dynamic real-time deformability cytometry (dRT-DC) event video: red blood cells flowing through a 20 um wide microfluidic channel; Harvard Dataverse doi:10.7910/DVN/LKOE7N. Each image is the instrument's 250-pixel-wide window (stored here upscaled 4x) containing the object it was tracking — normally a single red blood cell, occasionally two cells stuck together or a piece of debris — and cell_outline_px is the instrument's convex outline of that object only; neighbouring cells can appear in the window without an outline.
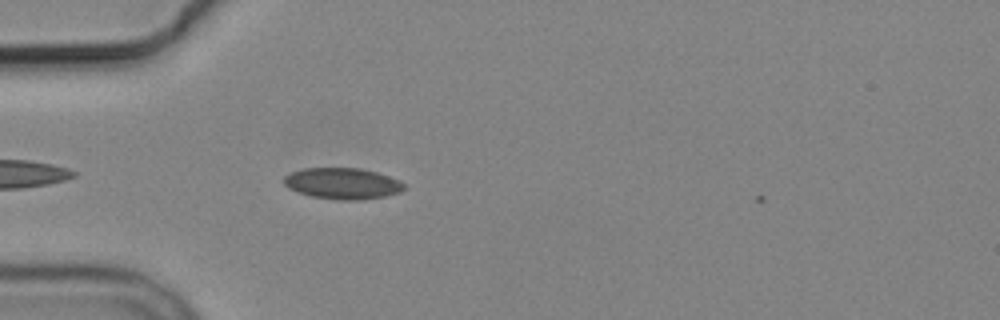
{"species": "common noctule bat (a hibernating species)", "species_latin": "Nyctalus noctula", "temperature_condition": "cold", "stored_images_in_passage": 1, "camera_frame_rate_fps": 3000, "um_per_image_px": 0.085, "animal": {"sex": "male", "body_mass_g": 19.2, "forearm_length_mm": 51.8}, "frame": {"image": 1, "passage_image": 1, "time_ms": 0.0, "image_size_px": [1000, 320], "cell_outline_px": [[404, 188], [400, 192], [384, 196], [356, 200], [340, 200], [312, 196], [288, 188], [284, 184], [284, 176], [292, 172], [304, 168], [360, 168], [376, 172], [400, 180], [404, 184]], "centroid_in_image_um": [29.11, 15.59], "position_along_channel_um": 55.9, "area_um2": 21.62}}